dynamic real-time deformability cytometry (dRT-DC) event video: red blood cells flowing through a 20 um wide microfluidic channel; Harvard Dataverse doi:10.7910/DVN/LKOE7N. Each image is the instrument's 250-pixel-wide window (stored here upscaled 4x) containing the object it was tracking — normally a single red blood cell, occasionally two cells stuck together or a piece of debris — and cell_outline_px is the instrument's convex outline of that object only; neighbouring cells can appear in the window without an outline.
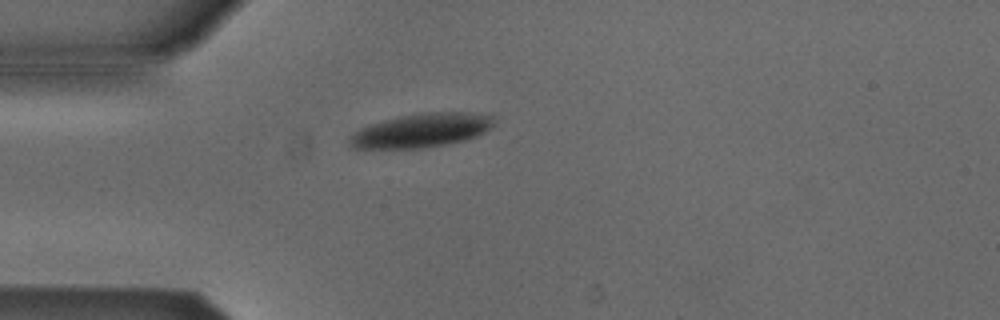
{"species": "Egyptian fruit bat (a non-hibernating species)", "species_latin": "Rousettus aegyptiacus", "temperature_condition": "cold", "stored_images_in_passage": 40, "camera_frame_rate_fps": 3000, "um_per_image_px": 0.085, "animal": {"sex": "male"}, "frame": {"image": 1, "passage_image": 1, "time_ms": 0.0, "image_size_px": [1000, 320], "cell_outline_px": [[496, 124], [484, 132], [476, 136], [464, 140], [424, 148], [352, 148], [348, 144], [348, 136], [352, 132], [360, 128], [384, 120], [400, 116], [424, 112], [492, 112], [496, 116]], "centroid_in_image_um": [35.89, 11.06], "position_along_channel_um": 49.1, "area_um2": 29.02}}
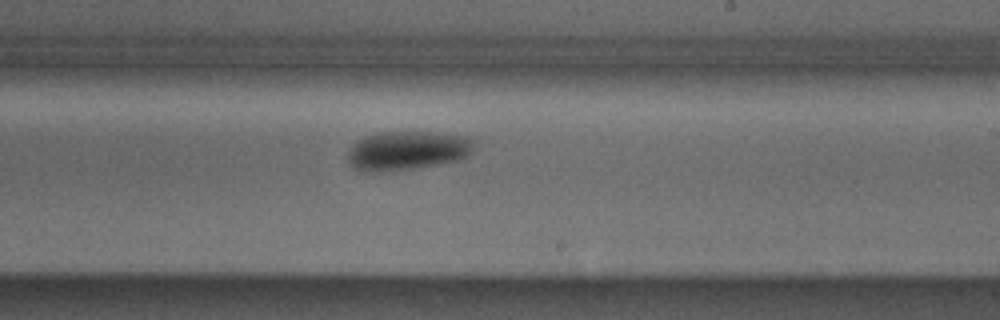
{"frame": {"image": 2, "passage_image": 18, "time_ms": 5.667, "image_size_px": [1000, 320], "cell_outline_px": [[476, 140], [472, 148], [464, 156], [456, 160], [416, 168], [388, 172], [364, 172], [352, 168], [348, 160], [348, 152], [364, 136], [376, 132], [436, 132], [472, 136]], "centroid_in_image_um": [34.61, 12.79], "position_along_channel_um": 254.4, "area_um2": 28.84}}
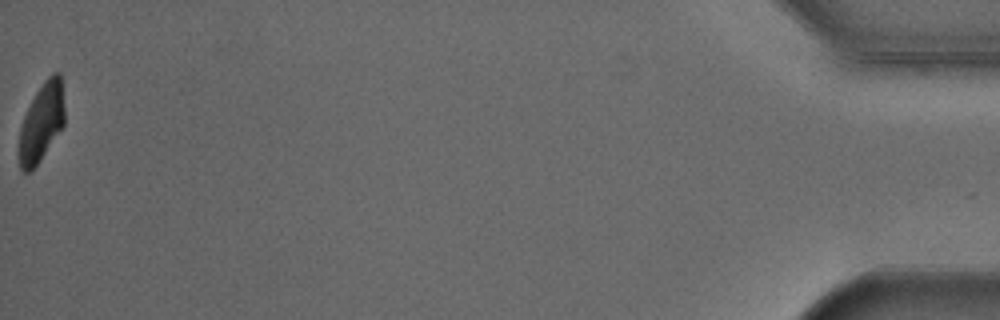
{"frame": {"image": 3, "passage_image": 40, "time_ms": 13.0, "image_size_px": [1000, 320], "cell_outline_px": [[64, 124], [40, 160], [28, 172], [24, 172], [20, 168], [20, 128], [24, 116], [36, 92], [44, 80], [52, 72], [60, 72], [64, 108]], "centroid_in_image_um": [3.55, 10.34], "position_along_channel_um": 431.7, "area_um2": 20.23}, "authors_computed_cell_mechanics": {"area_um2": 28.2642, "velocity_mm_per_s": 3.8426, "shape_relaxation_time_tau1_ms": 2.1064, "shape_relaxation_time_tau2_ms": null, "deformation_change_tau1": 0.1156, "deformation_change_tau2": null}}